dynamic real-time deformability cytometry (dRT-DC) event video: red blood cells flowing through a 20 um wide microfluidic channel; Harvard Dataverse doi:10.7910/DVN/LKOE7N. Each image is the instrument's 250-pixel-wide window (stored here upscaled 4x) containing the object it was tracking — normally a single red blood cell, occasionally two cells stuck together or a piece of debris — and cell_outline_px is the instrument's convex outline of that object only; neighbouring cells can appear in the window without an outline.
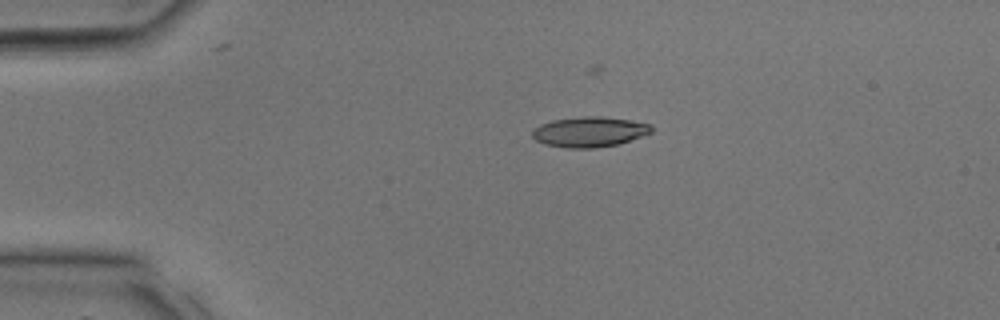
{"species": "common noctule bat (a hibernating species)", "species_latin": "Nyctalus noctula", "temperature_condition": "room temperature", "stored_images_in_passage": 28, "camera_frame_rate_fps": 3000, "um_per_image_px": 0.085, "animal": {"sex": "male", "body_mass_g": 17.9, "forearm_length_mm": 54.2}, "frame": {"image": 1, "passage_image": 1, "time_ms": 0.0, "image_size_px": [1000, 320], "cell_outline_px": [[652, 132], [616, 144], [596, 148], [564, 148], [544, 144], [536, 140], [532, 136], [532, 128], [540, 124], [552, 120], [580, 116], [604, 116], [632, 120], [652, 124]], "centroid_in_image_um": [50.06, 11.19], "position_along_channel_um": 34.9, "area_um2": 21.15}}
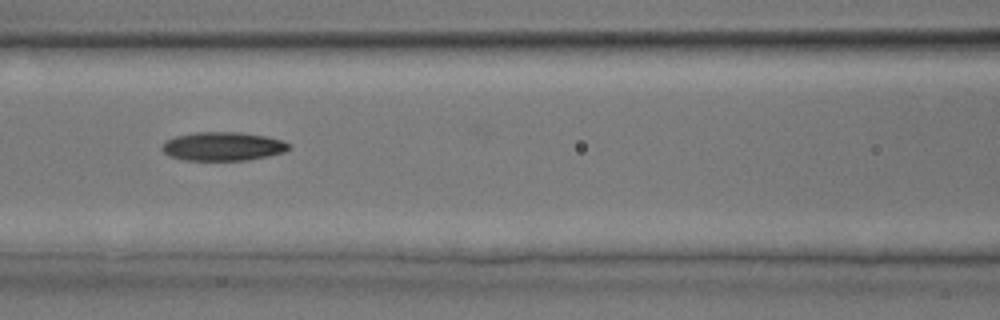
{"frame": {"image": 2, "passage_image": 9, "time_ms": 2.667, "image_size_px": [1000, 320], "cell_outline_px": [[292, 148], [284, 152], [268, 156], [248, 160], [184, 160], [168, 156], [160, 148], [164, 140], [176, 136], [196, 132], [240, 132], [264, 136], [280, 140], [288, 144]], "centroid_in_image_um": [18.9, 12.44], "position_along_channel_um": 147.7, "area_um2": 21.27}}
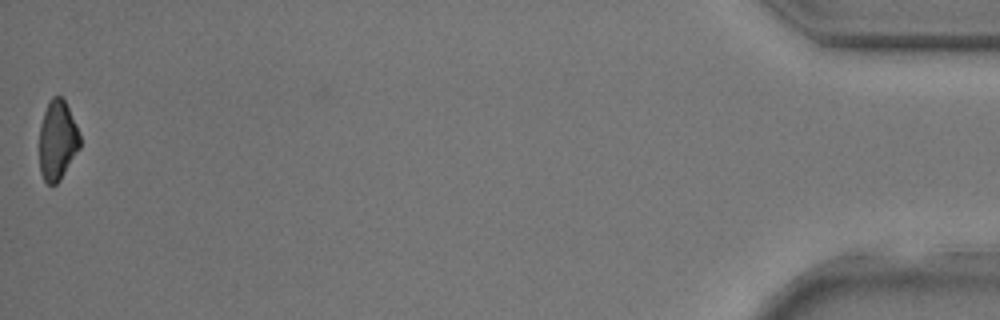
{"frame": {"image": 3, "passage_image": 28, "time_ms": 9.0, "image_size_px": [1000, 320], "cell_outline_px": [[80, 148], [60, 180], [56, 184], [48, 184], [44, 180], [40, 172], [40, 124], [44, 112], [52, 96], [60, 96], [64, 100], [76, 124], [80, 136]], "centroid_in_image_um": [4.88, 11.94], "position_along_channel_um": 430.3, "area_um2": 18.67}}